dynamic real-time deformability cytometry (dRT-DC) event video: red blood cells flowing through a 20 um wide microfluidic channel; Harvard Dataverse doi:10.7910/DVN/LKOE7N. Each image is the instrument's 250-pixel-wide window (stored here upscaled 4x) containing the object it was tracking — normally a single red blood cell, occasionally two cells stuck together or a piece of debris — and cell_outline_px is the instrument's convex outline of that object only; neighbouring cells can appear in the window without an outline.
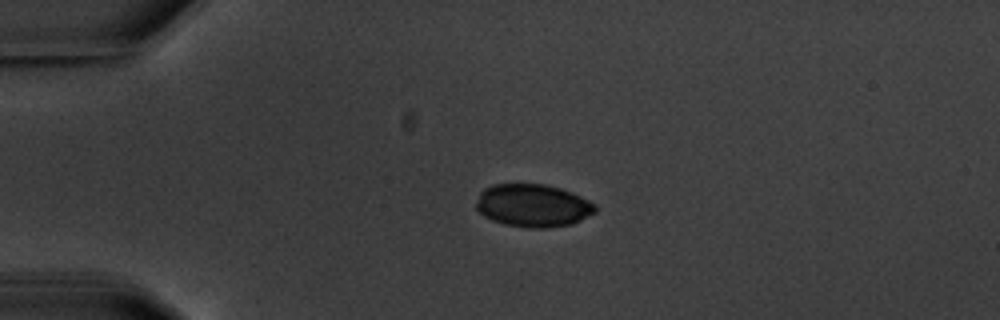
{"species": "common noctule bat (a hibernating species)", "species_latin": "Nyctalus noctula", "temperature_condition": "warm", "stored_images_in_passage": 3, "camera_frame_rate_fps": 3000, "um_per_image_px": 0.085, "animal": {"sex": "male", "body_mass_g": 20.1, "forearm_length_mm": 53.5}, "frame": {"image": 1, "passage_image": 1, "time_ms": 0.0, "image_size_px": [1000, 320], "cell_outline_px": [[596, 212], [572, 224], [544, 228], [532, 228], [504, 224], [492, 220], [484, 216], [476, 208], [476, 200], [480, 192], [484, 188], [492, 184], [544, 184], [560, 188], [572, 192], [596, 204]], "centroid_in_image_um": [45.29, 17.46], "position_along_channel_um": 39.7, "area_um2": 29.77}}
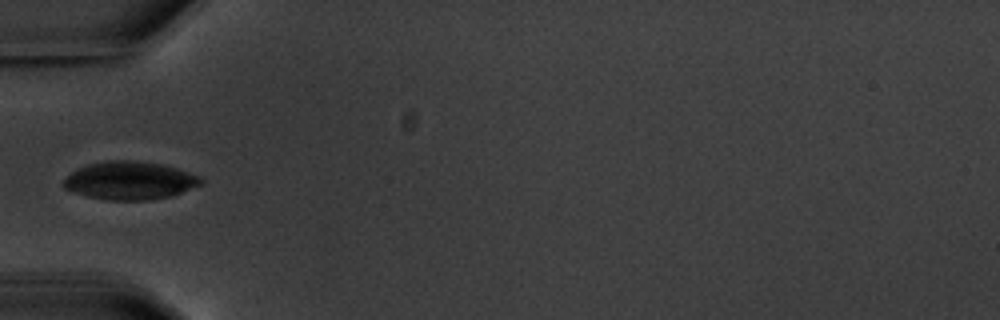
{"frame": {"image": 2, "passage_image": 3, "time_ms": 2.0, "image_size_px": [1000, 320], "cell_outline_px": [[204, 180], [200, 184], [180, 192], [168, 196], [148, 200], [108, 200], [88, 196], [64, 188], [64, 180], [76, 168], [88, 164], [104, 160], [132, 160], [164, 164], [200, 176]], "centroid_in_image_um": [11.02, 15.33], "position_along_channel_um": 74.0, "area_um2": 30.17}}